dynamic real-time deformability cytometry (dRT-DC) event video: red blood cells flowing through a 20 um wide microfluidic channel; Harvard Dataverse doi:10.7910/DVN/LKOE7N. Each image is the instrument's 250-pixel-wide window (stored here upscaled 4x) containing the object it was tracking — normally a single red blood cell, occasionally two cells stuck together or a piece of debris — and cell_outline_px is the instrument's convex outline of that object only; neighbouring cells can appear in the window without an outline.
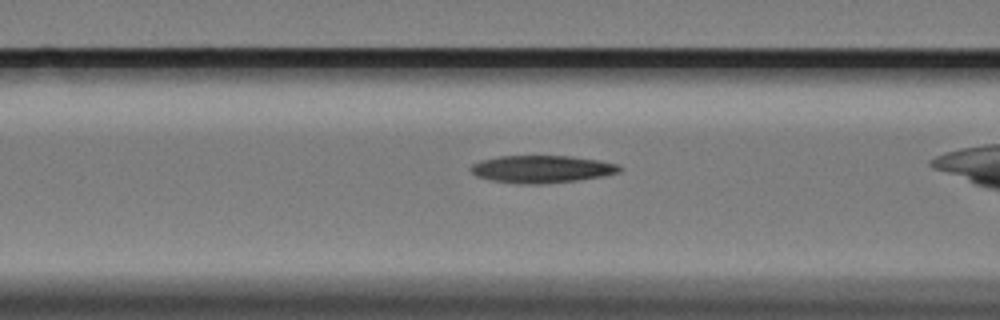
{"species": "Egyptian fruit bat (a non-hibernating species)", "species_latin": "Rousettus aegyptiacus", "temperature_condition": "cold", "stored_images_in_passage": 33, "camera_frame_rate_fps": 3000, "um_per_image_px": 0.085, "animal": {"sex": "female"}, "frame": {"image": 1, "passage_image": 9, "time_ms": 2.667, "image_size_px": [1000, 320], "cell_outline_px": [[624, 168], [620, 172], [604, 176], [576, 180], [540, 184], [528, 184], [492, 180], [476, 176], [468, 168], [472, 164], [480, 160], [500, 156], [572, 156], [600, 160], [616, 164]], "centroid_in_image_um": [46.07, 14.36], "position_along_channel_um": 120.5, "area_um2": 23.76}}
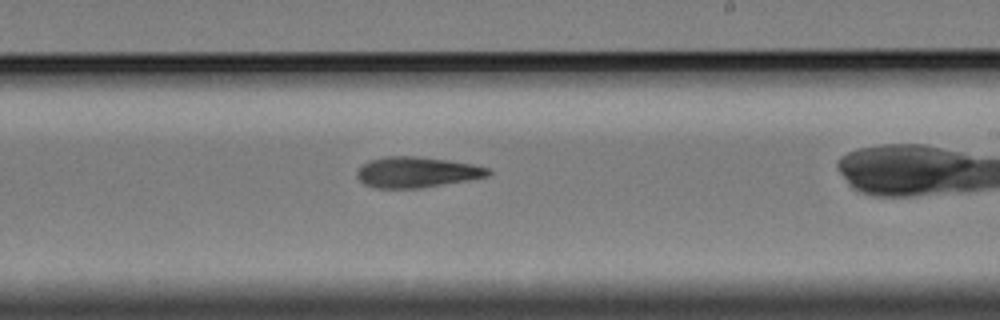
{"frame": {"image": 2, "passage_image": 21, "time_ms": 6.667, "image_size_px": [1000, 320], "cell_outline_px": [[492, 172], [488, 176], [420, 188], [376, 188], [364, 184], [356, 176], [356, 172], [368, 160], [384, 156], [416, 156], [472, 164], [488, 168]], "centroid_in_image_um": [35.37, 14.63], "position_along_channel_um": 253.6, "area_um2": 23.18}}
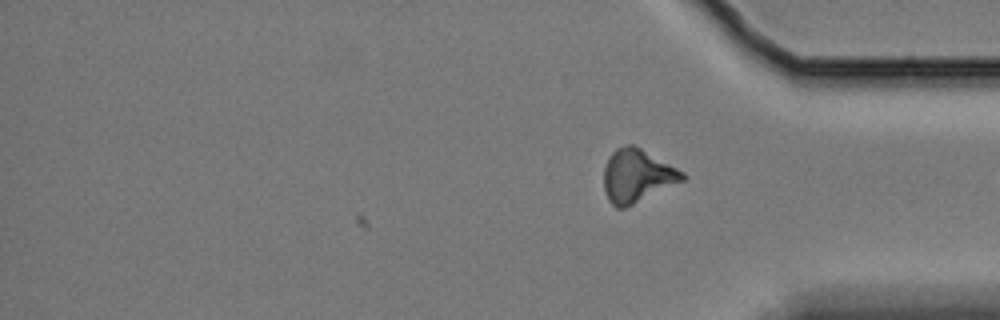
{"frame": {"image": 3, "passage_image": 33, "time_ms": 10.667, "image_size_px": [1000, 320], "cell_outline_px": [[688, 176], [684, 180], [624, 208], [616, 208], [608, 200], [604, 192], [604, 168], [612, 152], [616, 148], [628, 144], [632, 144], [640, 148], [684, 172]], "centroid_in_image_um": [54.13, 14.95], "position_along_channel_um": 381.1, "area_um2": 23.99}}